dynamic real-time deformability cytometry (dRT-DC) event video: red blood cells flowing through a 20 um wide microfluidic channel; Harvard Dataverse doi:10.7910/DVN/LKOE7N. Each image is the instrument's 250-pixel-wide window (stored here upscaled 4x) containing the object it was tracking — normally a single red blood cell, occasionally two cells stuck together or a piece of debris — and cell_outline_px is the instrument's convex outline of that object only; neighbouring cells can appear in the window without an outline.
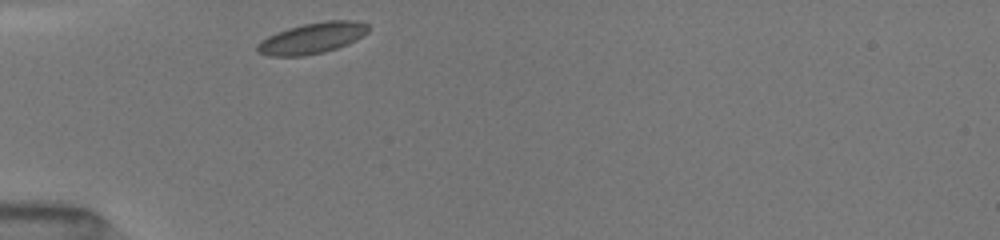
{"species": "common noctule bat (a hibernating species)", "species_latin": "Nyctalus noctula", "temperature_condition": "room temperature", "stored_images_in_passage": 29, "camera_frame_rate_fps": 3000, "um_per_image_px": 0.085, "animal": {"sex": "female", "body_mass_g": 19.5, "forearm_length_mm": 54.1}, "frame": {"image": 1, "passage_image": 1, "time_ms": 0.0, "image_size_px": [1000, 240], "cell_outline_px": [[368, 32], [364, 36], [348, 44], [324, 52], [304, 56], [268, 56], [256, 52], [256, 44], [260, 40], [276, 32], [288, 28], [304, 24], [324, 20], [356, 20], [368, 24]], "centroid_in_image_um": [26.52, 3.24], "position_along_channel_um": 58.5, "area_um2": 20.29}}
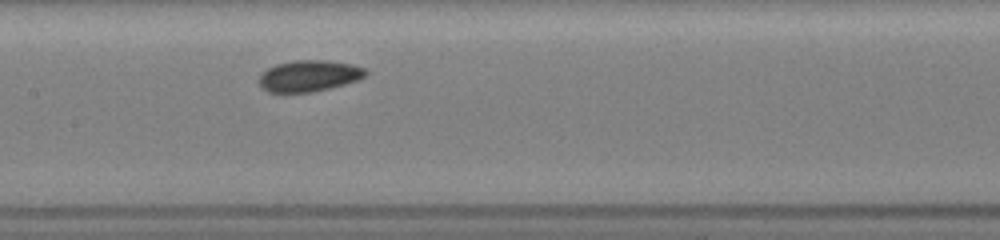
{"frame": {"image": 2, "passage_image": 11, "time_ms": 3.333, "image_size_px": [1000, 240], "cell_outline_px": [[368, 72], [360, 80], [312, 92], [268, 92], [260, 88], [260, 76], [268, 68], [276, 64], [296, 60], [328, 60], [352, 64], [364, 68]], "centroid_in_image_um": [26.28, 6.44], "position_along_channel_um": 181.1, "area_um2": 19.36}}
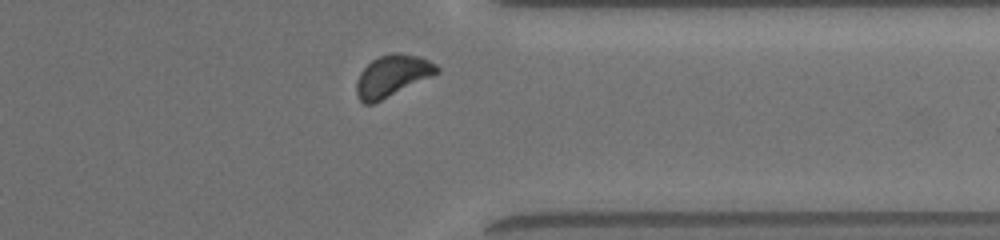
{"frame": {"image": 3, "passage_image": 26, "time_ms": 8.333, "image_size_px": [1000, 240], "cell_outline_px": [[440, 72], [372, 104], [364, 104], [360, 100], [356, 92], [356, 80], [360, 72], [372, 60], [380, 56], [392, 52], [400, 52], [420, 56], [436, 64], [440, 68]], "centroid_in_image_um": [33.34, 6.42], "position_along_channel_um": 378.1, "area_um2": 19.36}, "authors_computed_cell_mechanics": {"area_um2": 19.2474, "velocity_mm_per_s": 3.9807, "shape_relaxation_time_tau1_ms": 1.238, "shape_relaxation_time_tau2_ms": null, "deformation_change_tau1": 0.0495, "deformation_change_tau2": null}}